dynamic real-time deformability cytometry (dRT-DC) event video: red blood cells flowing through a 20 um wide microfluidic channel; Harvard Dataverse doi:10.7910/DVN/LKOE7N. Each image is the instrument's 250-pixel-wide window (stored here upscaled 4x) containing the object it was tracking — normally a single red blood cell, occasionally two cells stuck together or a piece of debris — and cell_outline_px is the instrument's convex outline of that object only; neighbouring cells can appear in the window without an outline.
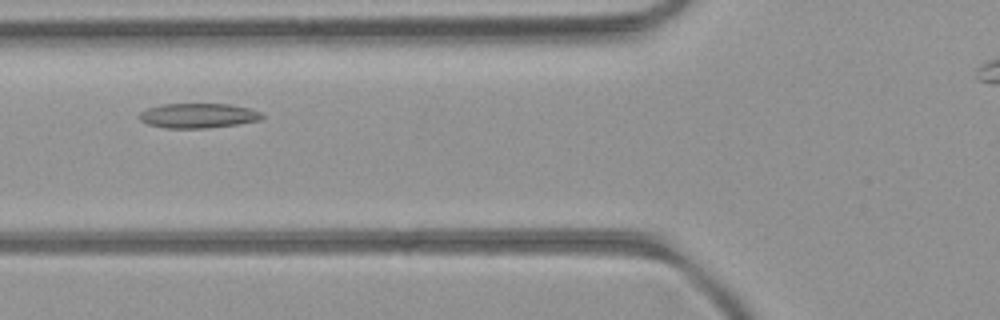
{"species": "common noctule bat (a hibernating species)", "species_latin": "Nyctalus noctula", "temperature_condition": "room temperature", "stored_images_in_passage": 33, "segment_of_instrument_passage": [1, 2], "camera_frame_rate_fps": 3000, "um_per_image_px": 0.085, "animal": {"sex": "female", "body_mass_g": 21.9}, "frame": {"image": 1, "passage_image": 6, "time_ms": 1.667, "image_size_px": [1000, 320], "cell_outline_px": [[264, 116], [260, 120], [236, 124], [208, 128], [168, 128], [148, 124], [140, 120], [140, 112], [148, 108], [160, 104], [228, 104], [248, 108], [260, 112]], "centroid_in_image_um": [16.83, 9.83], "position_along_channel_um": 109.0, "area_um2": 17.51}}
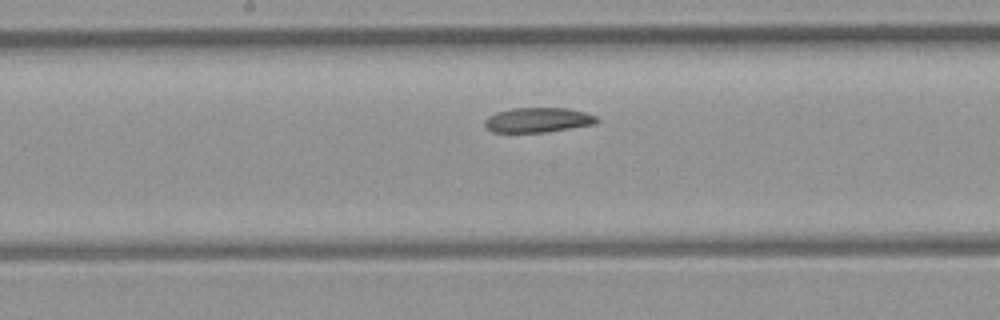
{"frame": {"image": 2, "passage_image": 13, "time_ms": 4.0, "image_size_px": [1000, 320], "cell_outline_px": [[600, 120], [596, 124], [544, 132], [492, 132], [484, 124], [484, 120], [488, 116], [496, 112], [512, 108], [568, 108], [584, 112], [596, 116]], "centroid_in_image_um": [45.73, 10.19], "position_along_channel_um": 202.5, "area_um2": 16.18}}
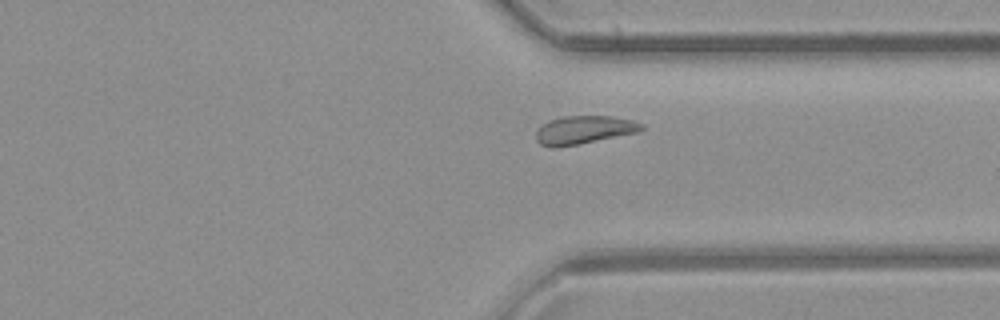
{"frame": {"image": 3, "passage_image": 25, "time_ms": 8.0, "image_size_px": [1000, 320], "cell_outline_px": [[644, 128], [640, 132], [576, 144], [552, 148], [540, 144], [536, 140], [536, 132], [548, 120], [560, 116], [612, 116], [632, 120], [644, 124]], "centroid_in_image_um": [49.65, 11.03], "position_along_channel_um": 361.7, "area_um2": 17.28}}